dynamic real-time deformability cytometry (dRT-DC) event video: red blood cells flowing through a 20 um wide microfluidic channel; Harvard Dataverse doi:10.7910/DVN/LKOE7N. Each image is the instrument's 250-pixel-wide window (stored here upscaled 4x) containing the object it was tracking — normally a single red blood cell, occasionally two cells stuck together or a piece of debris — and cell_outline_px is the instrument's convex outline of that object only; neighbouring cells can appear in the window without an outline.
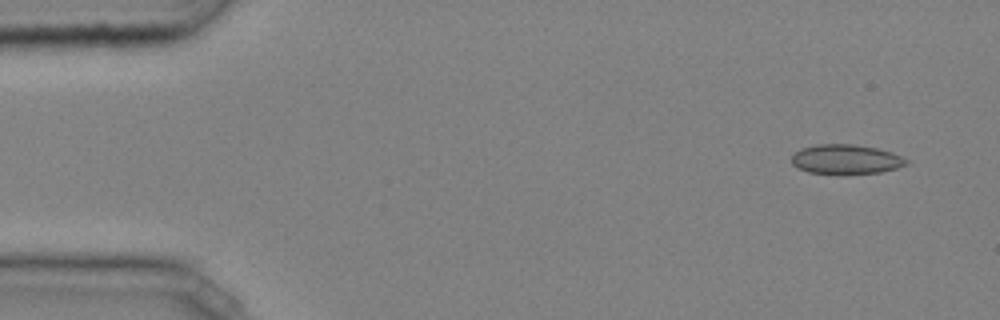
{"species": "common noctule bat (a hibernating species)", "species_latin": "Nyctalus noctula", "temperature_condition": "cold", "stored_images_in_passage": 45, "camera_frame_rate_fps": 3000, "um_per_image_px": 0.085, "animal": {"sex": "male", "body_mass_g": 20.4}, "frame": {"image": 1, "passage_image": 3, "time_ms": 0.667, "image_size_px": [1000, 320], "cell_outline_px": [[912, 160], [908, 164], [896, 168], [880, 172], [844, 176], [808, 172], [796, 168], [792, 164], [792, 156], [800, 148], [816, 144], [852, 144], [876, 148], [892, 152]], "centroid_in_image_um": [71.92, 13.57], "position_along_channel_um": 13.1, "area_um2": 20.46}}
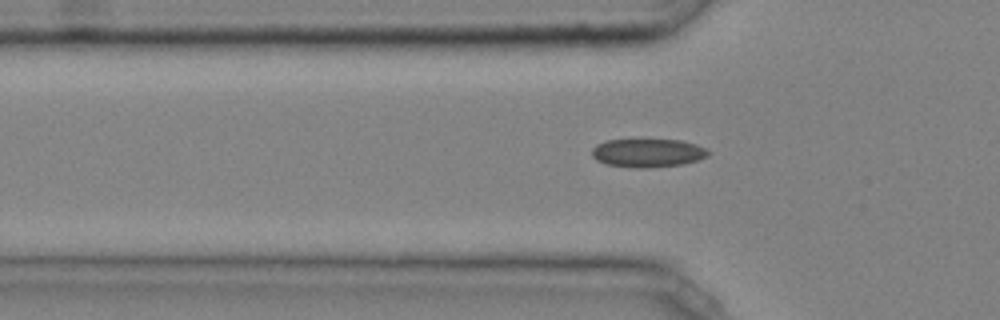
{"frame": {"image": 2, "passage_image": 15, "time_ms": 4.667, "image_size_px": [1000, 320], "cell_outline_px": [[712, 152], [708, 156], [684, 164], [644, 168], [636, 168], [604, 164], [596, 160], [592, 156], [592, 148], [596, 144], [608, 140], [680, 140], [696, 144], [708, 148]], "centroid_in_image_um": [55.07, 13.0], "position_along_channel_um": 70.7, "area_um2": 19.42}}
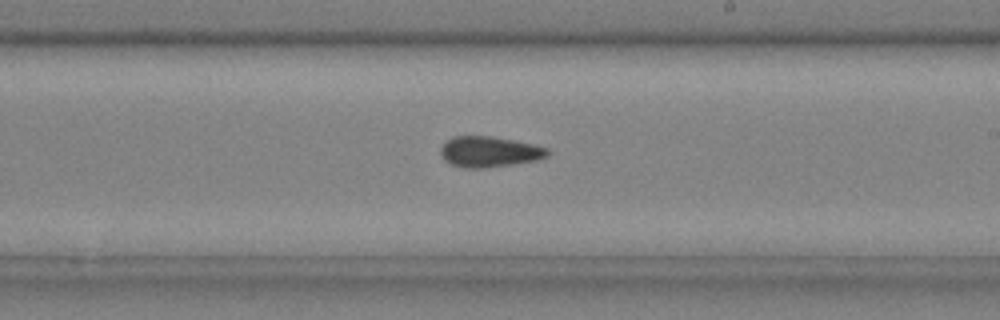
{"frame": {"image": 3, "passage_image": 28, "time_ms": 9.0, "image_size_px": [1000, 320], "cell_outline_px": [[552, 152], [548, 156], [536, 160], [512, 164], [484, 168], [464, 168], [452, 164], [444, 160], [440, 152], [440, 148], [452, 136], [488, 136], [512, 140], [532, 144], [548, 148]], "centroid_in_image_um": [41.6, 12.9], "position_along_channel_um": 247.4, "area_um2": 19.02}, "authors_computed_cell_mechanics": {"area_um2": 19.4208, "velocity_mm_per_s": 4.076, "shape_relaxation_time_tau1_ms": null, "shape_relaxation_time_tau2_ms": 3.7774, "deformation_change_tau1": null, "deformation_change_tau2": 0.0796}}